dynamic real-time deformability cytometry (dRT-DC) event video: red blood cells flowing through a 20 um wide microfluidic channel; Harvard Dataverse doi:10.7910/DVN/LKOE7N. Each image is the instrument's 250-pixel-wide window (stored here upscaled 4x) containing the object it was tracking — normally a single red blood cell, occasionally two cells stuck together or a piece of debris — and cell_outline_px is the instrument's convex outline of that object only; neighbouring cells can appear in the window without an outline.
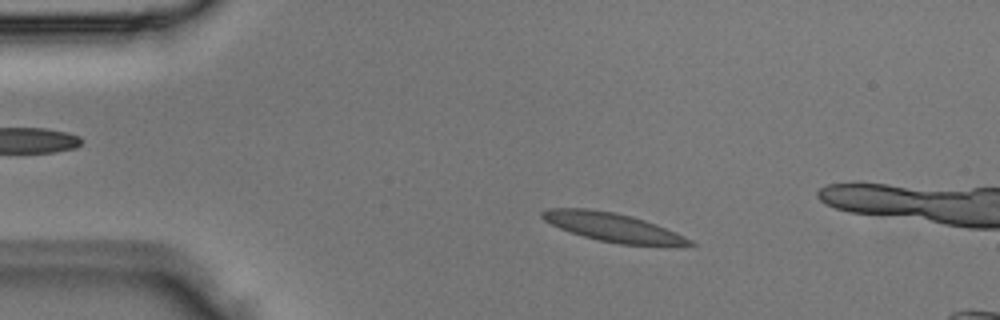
{"species": "Egyptian fruit bat (a non-hibernating species)", "species_latin": "Rousettus aegyptiacus", "temperature_condition": "room temperature", "stored_images_in_passage": 3, "camera_frame_rate_fps": 3000, "um_per_image_px": 0.085, "animal": {"sex": "male"}, "frame": {"image": 1, "passage_image": 2, "time_ms": 0.333, "image_size_px": [1000, 320], "cell_outline_px": [[696, 244], [620, 244], [600, 240], [584, 236], [560, 228], [544, 220], [540, 216], [540, 212], [548, 208], [588, 208], [616, 212], [632, 216], [656, 224], [676, 232], [692, 240]], "centroid_in_image_um": [52.01, 19.27], "position_along_channel_um": 33.0, "area_um2": 24.04}}